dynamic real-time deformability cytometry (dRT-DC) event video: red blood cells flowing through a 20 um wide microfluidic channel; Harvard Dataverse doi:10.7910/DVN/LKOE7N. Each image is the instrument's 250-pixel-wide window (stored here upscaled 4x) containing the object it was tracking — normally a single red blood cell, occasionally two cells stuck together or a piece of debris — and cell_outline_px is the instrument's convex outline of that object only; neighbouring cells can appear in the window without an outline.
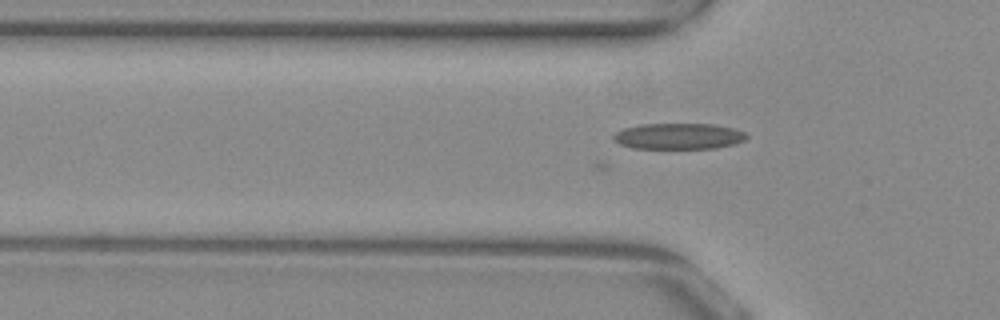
{"species": "common noctule bat (a hibernating species)", "species_latin": "Nyctalus noctula", "temperature_condition": "warm", "stored_images_in_passage": 49, "camera_frame_rate_fps": 3000, "um_per_image_px": 0.085, "animal": {"sex": "female", "body_mass_g": 29.2, "forearm_length_mm": 56.3}, "frame": {"image": 1, "passage_image": 12, "time_ms": 3.667, "image_size_px": [1000, 320], "cell_outline_px": [[748, 136], [744, 140], [736, 144], [716, 148], [632, 148], [620, 144], [612, 140], [612, 136], [616, 132], [624, 128], [640, 124], [712, 124], [732, 128], [744, 132]], "centroid_in_image_um": [57.66, 11.58], "position_along_channel_um": 68.1, "area_um2": 20.17}}
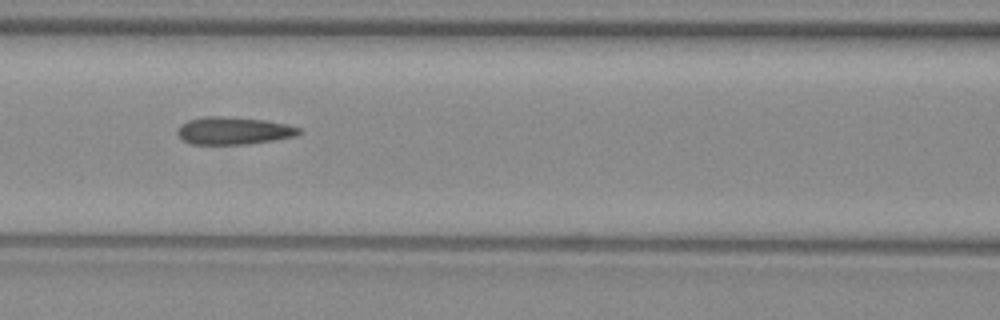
{"frame": {"image": 2, "passage_image": 18, "time_ms": 5.667, "image_size_px": [1000, 320], "cell_outline_px": [[300, 132], [296, 136], [248, 144], [188, 144], [180, 140], [176, 132], [180, 124], [188, 120], [204, 116], [224, 116], [264, 120], [288, 124], [300, 128]], "centroid_in_image_um": [19.79, 11.11], "position_along_channel_um": 146.8, "area_um2": 19.65}}
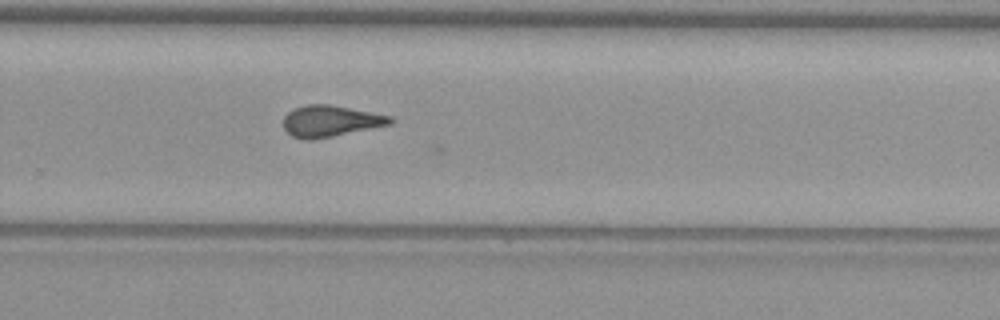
{"frame": {"image": 3, "passage_image": 30, "time_ms": 9.667, "image_size_px": [1000, 320], "cell_outline_px": [[396, 120], [392, 124], [312, 140], [304, 140], [292, 136], [284, 128], [284, 116], [288, 112], [296, 108], [308, 104], [328, 104], [392, 116]], "centroid_in_image_um": [28.11, 10.29], "position_along_channel_um": 301.7, "area_um2": 19.36}}